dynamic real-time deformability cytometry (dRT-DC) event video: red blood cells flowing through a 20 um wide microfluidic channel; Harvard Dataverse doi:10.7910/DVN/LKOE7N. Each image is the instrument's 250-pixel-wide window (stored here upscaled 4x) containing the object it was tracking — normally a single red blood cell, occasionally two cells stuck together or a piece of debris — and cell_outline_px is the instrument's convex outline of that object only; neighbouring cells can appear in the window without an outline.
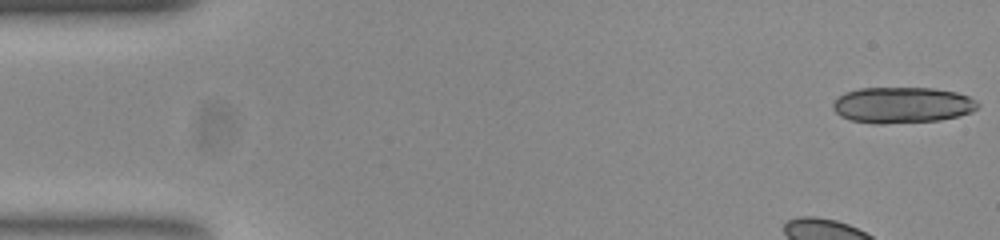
{"species": "common noctule bat (a hibernating species)", "species_latin": "Nyctalus noctula", "temperature_condition": "room temperature", "stored_images_in_passage": 52, "camera_frame_rate_fps": 3000, "um_per_image_px": 0.085, "animal": {"sex": "female", "body_mass_g": 23.0, "forearm_length_mm": 53.4}, "frame": {"image": 1, "passage_image": 1, "time_ms": 0.0, "image_size_px": [1000, 240], "cell_outline_px": [[980, 104], [972, 112], [940, 120], [884, 124], [872, 124], [852, 120], [840, 116], [832, 108], [832, 104], [844, 92], [860, 88], [932, 88], [956, 92], [968, 96], [976, 100]], "centroid_in_image_um": [76.68, 8.93], "position_along_channel_um": 8.3, "area_um2": 30.46}}
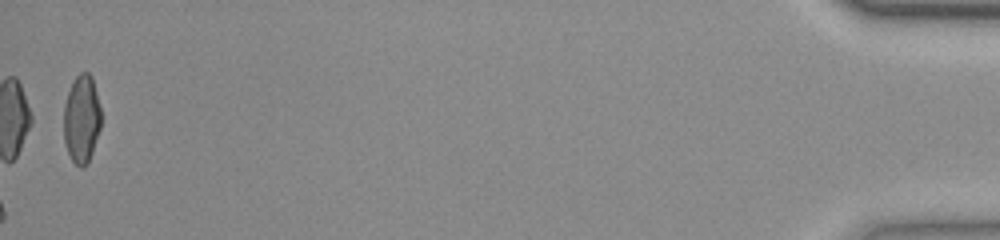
{"frame": {"image": 2, "passage_image": 52, "time_ms": 17.0, "image_size_px": [1000, 240], "cell_outline_px": [[100, 128], [88, 164], [80, 168], [72, 160], [68, 152], [64, 140], [64, 104], [68, 92], [76, 76], [80, 72], [88, 72], [92, 76], [100, 108]], "centroid_in_image_um": [6.93, 10.12], "position_along_channel_um": 428.3, "area_um2": 19.02}, "authors_computed_cell_mechanics": {"area_um2": 20.9814, "velocity_mm_per_s": 3.8256, "shape_relaxation_time_tau1_ms": 1.8994, "shape_relaxation_time_tau2_ms": null, "deformation_change_tau1": 0.0733, "deformation_change_tau2": null}}